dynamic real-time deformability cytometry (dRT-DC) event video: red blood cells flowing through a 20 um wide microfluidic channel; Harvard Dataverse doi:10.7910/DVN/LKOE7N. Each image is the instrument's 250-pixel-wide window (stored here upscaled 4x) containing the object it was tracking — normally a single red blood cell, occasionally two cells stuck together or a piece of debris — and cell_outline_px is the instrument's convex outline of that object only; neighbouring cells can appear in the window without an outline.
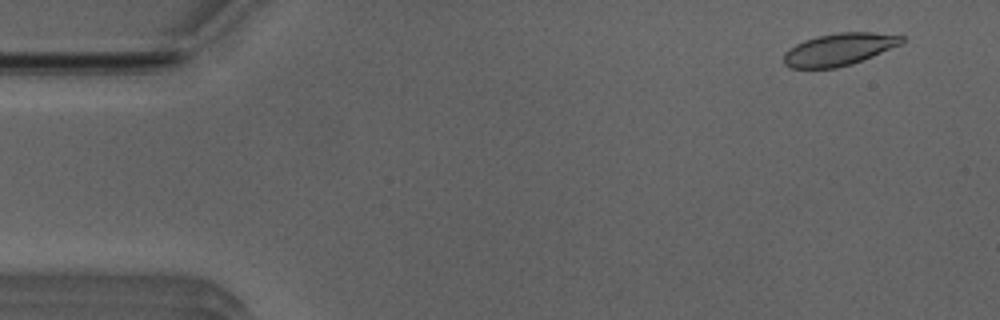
{"species": "Egyptian fruit bat (a non-hibernating species)", "species_latin": "Rousettus aegyptiacus", "temperature_condition": "room temperature", "stored_images_in_passage": 53, "camera_frame_rate_fps": 3000, "um_per_image_px": 0.085, "animal": {"sex": "male"}, "frame": {"image": 1, "passage_image": 4, "time_ms": 1.0, "image_size_px": [1000, 320], "cell_outline_px": [[908, 40], [900, 44], [872, 56], [852, 64], [836, 68], [788, 68], [784, 64], [784, 52], [788, 48], [804, 40], [816, 36], [836, 32], [872, 32], [904, 36]], "centroid_in_image_um": [71.3, 4.19], "position_along_channel_um": 13.7, "area_um2": 22.31}}
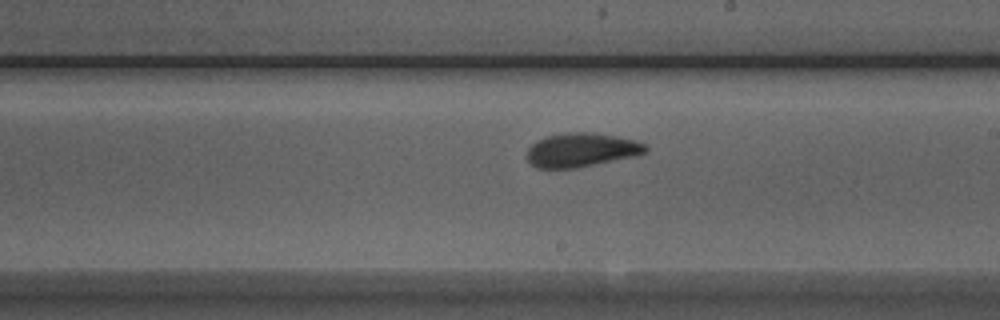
{"frame": {"image": 2, "passage_image": 30, "time_ms": 9.667, "image_size_px": [1000, 320], "cell_outline_px": [[648, 152], [636, 156], [576, 168], [536, 168], [528, 160], [528, 148], [536, 140], [548, 136], [564, 132], [588, 132], [616, 136], [636, 140], [648, 144]], "centroid_in_image_um": [49.47, 12.74], "position_along_channel_um": 239.5, "area_um2": 23.58}}
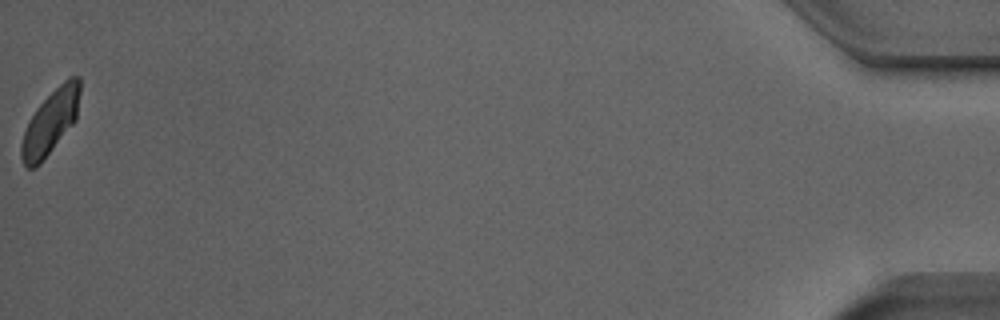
{"frame": {"image": 3, "passage_image": 53, "time_ms": 17.333, "image_size_px": [1000, 320], "cell_outline_px": [[80, 92], [76, 120], [40, 164], [36, 168], [28, 168], [24, 164], [20, 156], [20, 144], [24, 132], [36, 108], [68, 76], [80, 76]], "centroid_in_image_um": [4.29, 10.39], "position_along_channel_um": 430.9, "area_um2": 21.68}, "authors_computed_cell_mechanics": {"area_um2": 22.831, "velocity_mm_per_s": 3.8886, "shape_relaxation_time_tau1_ms": 2.639, "shape_relaxation_time_tau2_ms": 1.8052, "deformation_change_tau1": 0.0986, "deformation_change_tau2": 0.047}}